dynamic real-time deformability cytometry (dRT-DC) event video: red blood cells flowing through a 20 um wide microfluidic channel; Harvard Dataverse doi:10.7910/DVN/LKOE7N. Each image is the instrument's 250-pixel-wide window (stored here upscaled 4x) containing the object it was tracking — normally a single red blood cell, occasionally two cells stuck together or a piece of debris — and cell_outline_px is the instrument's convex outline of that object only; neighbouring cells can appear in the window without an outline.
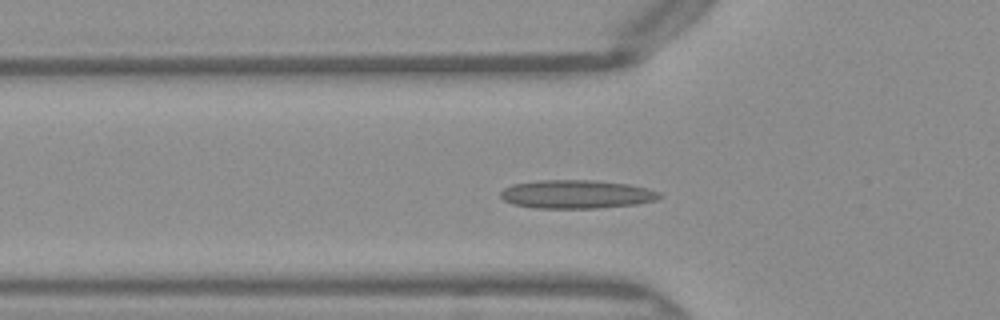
{"species": "Egyptian fruit bat (a non-hibernating species)", "species_latin": "Rousettus aegyptiacus", "temperature_condition": "warm", "stored_images_in_passage": 41, "camera_frame_rate_fps": 3000, "um_per_image_px": 0.085, "frame": {"image": 1, "passage_image": 7, "time_ms": 2.0, "image_size_px": [1000, 320], "cell_outline_px": [[664, 196], [656, 200], [636, 204], [596, 208], [536, 208], [512, 204], [504, 200], [500, 196], [500, 192], [504, 188], [512, 184], [540, 180], [592, 180], [632, 184], [648, 188], [660, 192]], "centroid_in_image_um": [49.03, 16.5], "position_along_channel_um": 76.8, "area_um2": 26.59}}
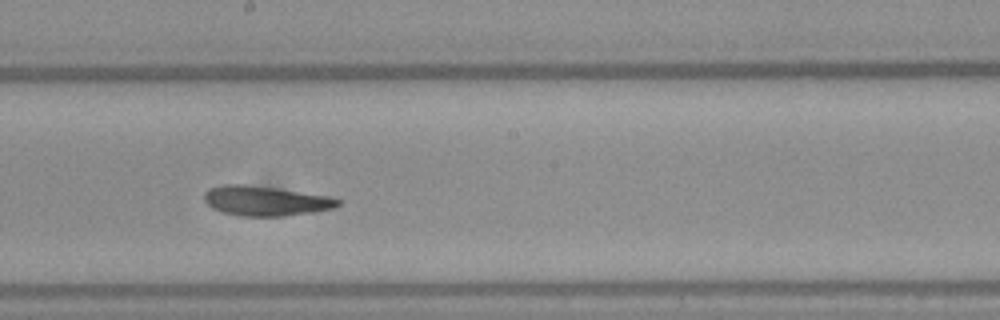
{"frame": {"image": 2, "passage_image": 18, "time_ms": 5.667, "image_size_px": [1000, 320], "cell_outline_px": [[340, 204], [336, 208], [316, 212], [284, 216], [240, 216], [220, 212], [212, 208], [204, 200], [204, 192], [212, 188], [224, 184], [240, 184], [272, 188], [332, 196], [340, 200]], "centroid_in_image_um": [22.6, 17.09], "position_along_channel_um": 225.6, "area_um2": 23.24}}
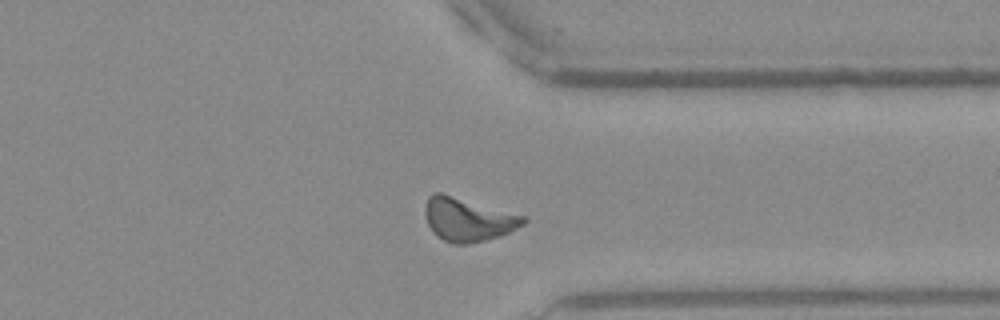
{"frame": {"image": 3, "passage_image": 29, "time_ms": 9.333, "image_size_px": [1000, 320], "cell_outline_px": [[528, 220], [524, 224], [500, 236], [468, 244], [452, 244], [444, 240], [432, 232], [428, 224], [424, 212], [424, 208], [428, 196], [432, 192], [440, 192], [524, 216]], "centroid_in_image_um": [39.73, 18.65], "position_along_channel_um": 371.7, "area_um2": 24.68}, "authors_computed_cell_mechanics": {"area_um2": 23.0622, "velocity_mm_per_s": 4.0305, "shape_relaxation_time_tau1_ms": null, "shape_relaxation_time_tau2_ms": 1.2789, "deformation_change_tau1": null, "deformation_change_tau2": 0.0978}}